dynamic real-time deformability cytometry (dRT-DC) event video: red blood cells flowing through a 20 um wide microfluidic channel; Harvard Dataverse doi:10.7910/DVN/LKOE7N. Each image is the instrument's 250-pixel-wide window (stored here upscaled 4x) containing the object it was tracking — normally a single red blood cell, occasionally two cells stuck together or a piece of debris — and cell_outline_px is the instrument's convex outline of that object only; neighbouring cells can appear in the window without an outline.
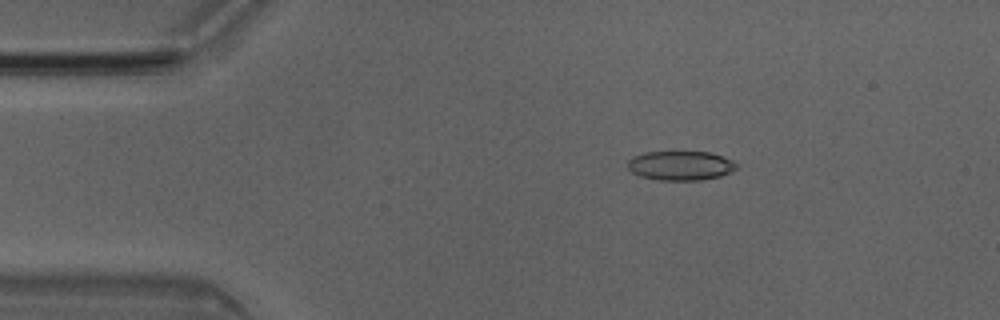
{"species": "Egyptian fruit bat (a non-hibernating species)", "species_latin": "Rousettus aegyptiacus", "temperature_condition": "room temperature", "stored_images_in_passage": 6, "camera_frame_rate_fps": 3000, "um_per_image_px": 0.085, "animal": {"sex": "male"}, "frame": {"image": 1, "passage_image": 3, "time_ms": 0.667, "image_size_px": [1000, 320], "cell_outline_px": [[740, 164], [732, 172], [720, 176], [700, 180], [660, 180], [640, 176], [632, 172], [628, 168], [628, 160], [632, 156], [644, 152], [712, 152], [732, 160]], "centroid_in_image_um": [57.87, 14.07], "position_along_channel_um": 27.1, "area_um2": 18.73}}